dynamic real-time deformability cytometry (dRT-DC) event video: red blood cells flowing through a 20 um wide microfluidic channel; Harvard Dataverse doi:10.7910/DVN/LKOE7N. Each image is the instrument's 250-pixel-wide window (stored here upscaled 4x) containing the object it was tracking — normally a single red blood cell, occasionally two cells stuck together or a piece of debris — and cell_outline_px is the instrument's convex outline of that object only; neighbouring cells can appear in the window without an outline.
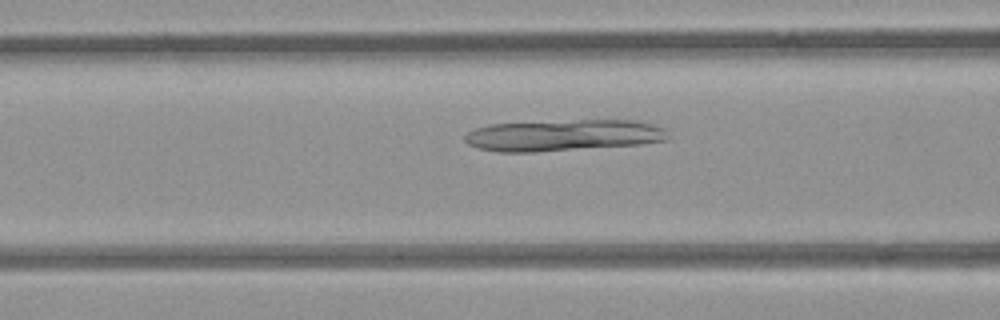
{"species": "common noctule bat (a hibernating species)", "species_latin": "Nyctalus noctula", "temperature_condition": "room temperature", "stored_images_in_passage": 54, "camera_frame_rate_fps": 3000, "um_per_image_px": 0.085, "animal": {"sex": "female", "body_mass_g": 21.9}, "frame": {"image": 1, "passage_image": 22, "time_ms": 7.0, "image_size_px": [1000, 320], "cell_outline_px": [[668, 140], [640, 144], [532, 152], [500, 152], [476, 148], [468, 144], [464, 140], [464, 136], [468, 132], [476, 128], [488, 124], [576, 120], [636, 120], [652, 124], [664, 128], [668, 136]], "centroid_in_image_um": [47.86, 11.5], "position_along_channel_um": 118.7, "area_um2": 37.17}}
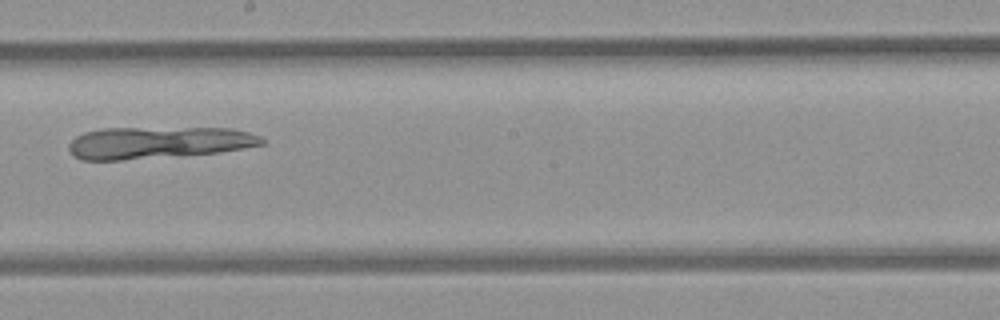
{"frame": {"image": 2, "passage_image": 31, "time_ms": 10.0, "image_size_px": [1000, 320], "cell_outline_px": [[264, 144], [244, 148], [220, 152], [120, 160], [84, 160], [72, 156], [68, 148], [68, 144], [76, 136], [84, 132], [100, 128], [232, 128], [248, 132], [260, 136], [264, 140]], "centroid_in_image_um": [13.41, 12.11], "position_along_channel_um": 234.8, "area_um2": 35.95}}
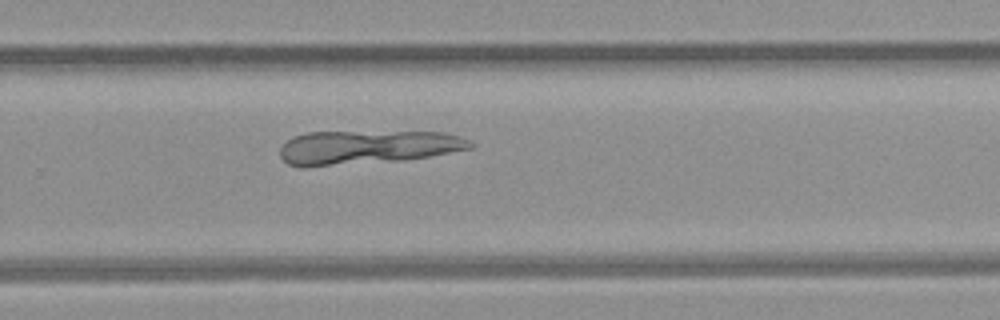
{"frame": {"image": 3, "passage_image": 36, "time_ms": 11.667, "image_size_px": [1000, 320], "cell_outline_px": [[472, 148], [428, 156], [404, 160], [308, 168], [300, 168], [288, 164], [280, 156], [280, 148], [288, 140], [296, 136], [308, 132], [444, 132], [460, 136], [468, 140], [472, 144]], "centroid_in_image_um": [31.15, 12.53], "position_along_channel_um": 298.6, "area_um2": 37.63}}